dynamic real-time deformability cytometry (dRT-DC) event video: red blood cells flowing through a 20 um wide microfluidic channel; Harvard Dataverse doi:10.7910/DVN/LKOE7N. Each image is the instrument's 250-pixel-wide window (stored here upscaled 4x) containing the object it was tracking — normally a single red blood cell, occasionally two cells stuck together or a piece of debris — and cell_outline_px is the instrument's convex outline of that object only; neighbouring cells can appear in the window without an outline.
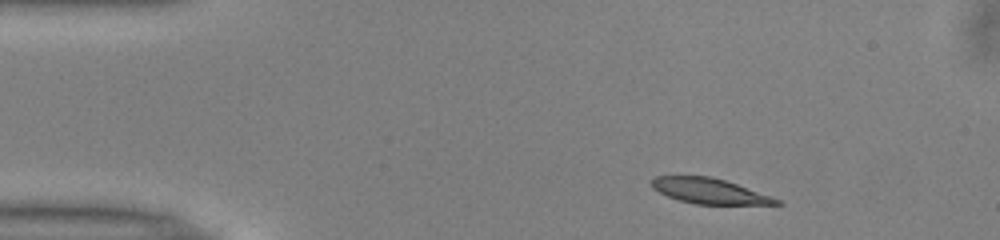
{"species": "common noctule bat (a hibernating species)", "species_latin": "Nyctalus noctula", "temperature_condition": "warm", "stored_images_in_passage": 45, "camera_frame_rate_fps": 3000, "um_per_image_px": 0.085, "animal": {"sex": "male", "body_mass_g": 13.0, "forearm_length_mm": 53.1}, "frame": {"image": 1, "passage_image": 1, "time_ms": 0.0, "image_size_px": [1000, 240], "cell_outline_px": [[784, 204], [696, 204], [680, 200], [668, 196], [652, 188], [652, 180], [656, 176], [712, 176], [772, 196], [780, 200]], "centroid_in_image_um": [60.31, 16.23], "position_along_channel_um": 24.7, "area_um2": 18.15}}
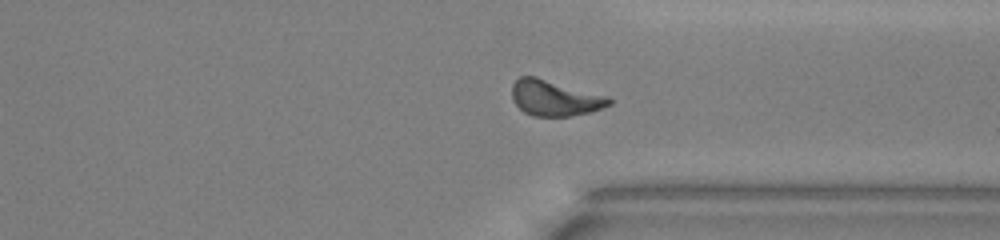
{"frame": {"image": 2, "passage_image": 32, "time_ms": 10.333, "image_size_px": [1000, 240], "cell_outline_px": [[612, 104], [588, 112], [568, 116], [532, 116], [524, 112], [512, 100], [512, 84], [520, 76], [536, 76], [608, 96], [612, 100]], "centroid_in_image_um": [47.13, 8.32], "position_along_channel_um": 364.3, "area_um2": 20.17}}
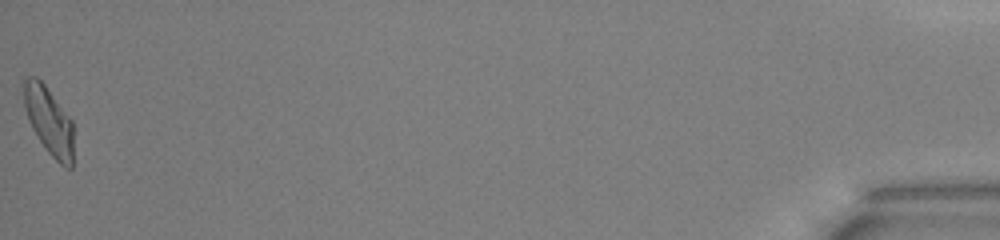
{"frame": {"image": 3, "passage_image": 45, "time_ms": 14.667, "image_size_px": [1000, 240], "cell_outline_px": [[72, 168], [64, 168], [44, 148], [32, 128], [28, 120], [24, 108], [20, 84], [20, 80], [28, 76], [36, 76], [44, 84], [72, 120]], "centroid_in_image_um": [4.09, 10.21], "position_along_channel_um": 431.1, "area_um2": 20.0}, "authors_computed_cell_mechanics": {"area_um2": 19.8254, "velocity_mm_per_s": 3.9656, "shape_relaxation_time_tau1_ms": 6.6226, "shape_relaxation_time_tau2_ms": 2.883, "deformation_change_tau1": 0.1941, "deformation_change_tau2": 0.1056}}